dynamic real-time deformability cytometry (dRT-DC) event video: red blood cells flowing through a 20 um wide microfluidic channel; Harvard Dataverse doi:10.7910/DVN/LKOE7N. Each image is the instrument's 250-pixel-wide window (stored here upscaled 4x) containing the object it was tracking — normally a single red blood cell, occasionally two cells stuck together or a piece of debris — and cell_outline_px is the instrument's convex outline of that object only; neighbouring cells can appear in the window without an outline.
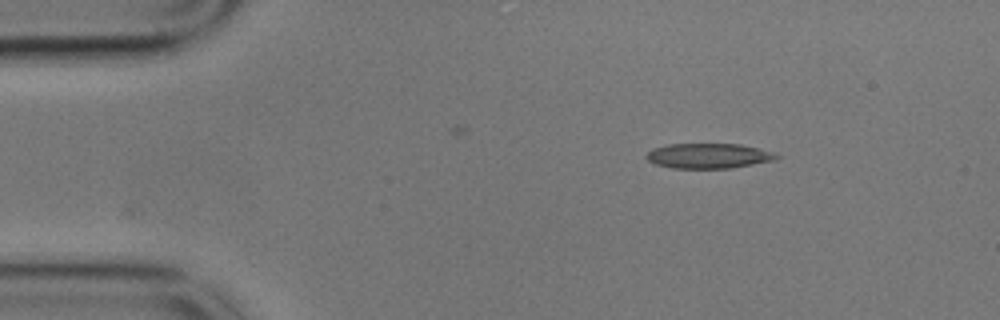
{"species": "common noctule bat (a hibernating species)", "species_latin": "Nyctalus noctula", "temperature_condition": "cold", "stored_images_in_passage": 10, "camera_frame_rate_fps": 3000, "um_per_image_px": 0.085, "animal": {"sex": "male", "body_mass_g": 17.9}, "frame": {"image": 1, "passage_image": 1, "time_ms": 0.0, "image_size_px": [1000, 320], "cell_outline_px": [[780, 156], [776, 160], [732, 168], [672, 168], [656, 164], [648, 160], [644, 156], [652, 148], [668, 144], [740, 144], [760, 148], [772, 152]], "centroid_in_image_um": [60.23, 13.24], "position_along_channel_um": 24.8, "area_um2": 19.07}}
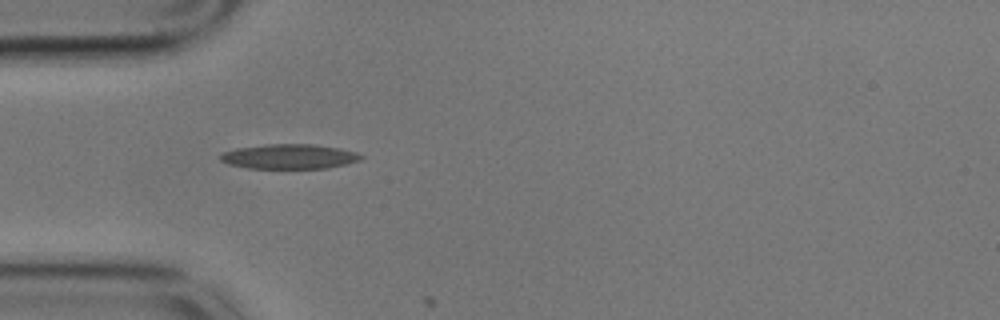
{"frame": {"image": 2, "passage_image": 9, "time_ms": 2.667, "image_size_px": [1000, 320], "cell_outline_px": [[364, 156], [360, 160], [328, 168], [248, 168], [228, 164], [220, 160], [220, 156], [224, 152], [236, 148], [264, 144], [316, 144], [340, 148], [356, 152]], "centroid_in_image_um": [24.59, 13.29], "position_along_channel_um": 60.4, "area_um2": 20.29}}